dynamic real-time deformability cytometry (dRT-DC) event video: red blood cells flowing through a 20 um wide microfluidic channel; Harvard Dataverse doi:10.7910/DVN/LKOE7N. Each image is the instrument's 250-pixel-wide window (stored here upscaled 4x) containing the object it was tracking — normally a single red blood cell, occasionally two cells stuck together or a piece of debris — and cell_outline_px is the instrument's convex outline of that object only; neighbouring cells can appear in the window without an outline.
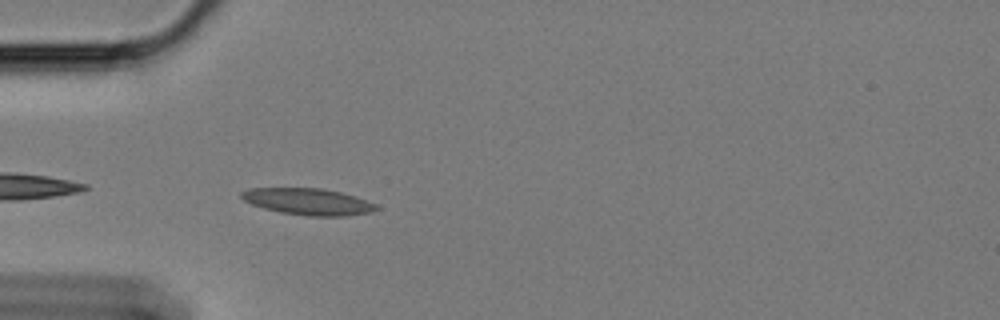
{"species": "Egyptian fruit bat (a non-hibernating species)", "species_latin": "Rousettus aegyptiacus", "temperature_condition": "cold", "stored_images_in_passage": 43, "camera_frame_rate_fps": 3000, "um_per_image_px": 0.085, "animal": {"sex": "female"}, "frame": {"image": 1, "passage_image": 2, "time_ms": 0.333, "image_size_px": [1000, 320], "cell_outline_px": [[380, 208], [372, 212], [348, 216], [308, 216], [280, 212], [264, 208], [252, 204], [244, 200], [240, 196], [240, 192], [252, 188], [324, 188], [356, 196], [376, 204]], "centroid_in_image_um": [26.22, 17.14], "position_along_channel_um": 58.8, "area_um2": 20.98}}
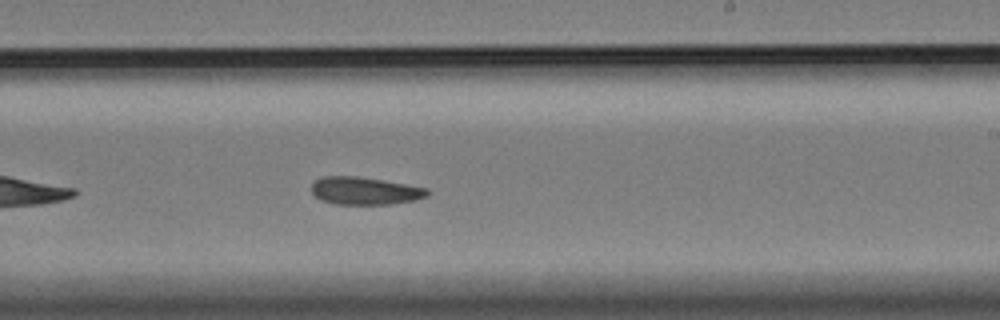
{"frame": {"image": 2, "passage_image": 20, "time_ms": 6.333, "image_size_px": [1000, 320], "cell_outline_px": [[428, 196], [416, 200], [392, 204], [336, 204], [320, 200], [312, 192], [312, 184], [316, 180], [324, 176], [356, 176], [384, 180], [428, 188]], "centroid_in_image_um": [31.03, 16.22], "position_along_channel_um": 258.0, "area_um2": 18.67}}
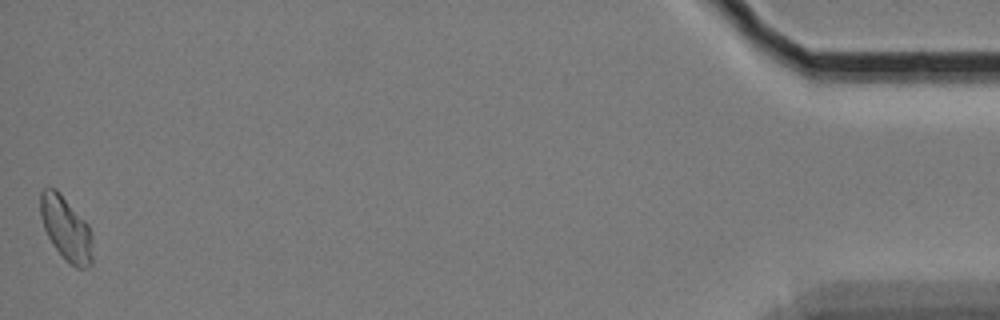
{"frame": {"image": 3, "passage_image": 43, "time_ms": 14.0, "image_size_px": [1000, 320], "cell_outline_px": [[92, 264], [84, 268], [76, 268], [52, 244], [44, 228], [40, 216], [40, 192], [44, 188], [56, 188], [88, 224], [92, 232]], "centroid_in_image_um": [5.62, 19.4], "position_along_channel_um": 429.6, "area_um2": 19.31}}